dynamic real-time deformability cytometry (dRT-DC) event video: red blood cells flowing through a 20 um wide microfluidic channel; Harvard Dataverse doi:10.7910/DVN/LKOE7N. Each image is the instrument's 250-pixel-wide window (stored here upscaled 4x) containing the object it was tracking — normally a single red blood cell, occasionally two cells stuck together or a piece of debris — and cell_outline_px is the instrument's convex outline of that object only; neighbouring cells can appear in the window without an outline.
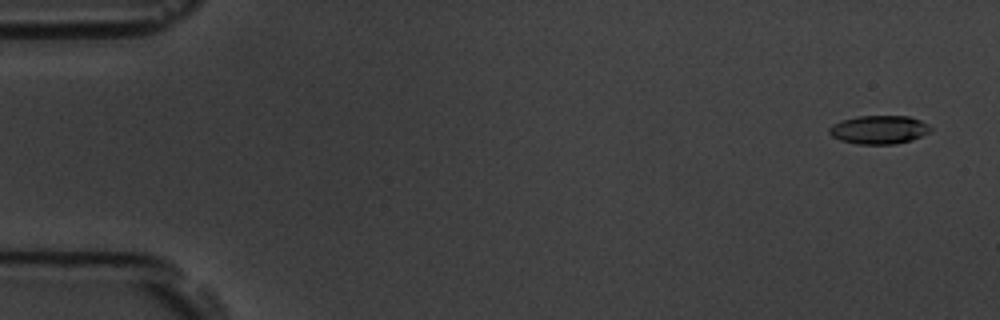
{"species": "common noctule bat (a hibernating species)", "species_latin": "Nyctalus noctula", "temperature_condition": "room temperature", "stored_images_in_passage": 7, "camera_frame_rate_fps": 3000, "um_per_image_px": 0.085, "animal": {"sex": "male", "body_mass_g": 19.5, "forearm_length_mm": 54.6}, "frame": {"image": 1, "passage_image": 1, "time_ms": 0.0, "image_size_px": [1000, 320], "cell_outline_px": [[932, 128], [928, 132], [912, 140], [896, 144], [856, 144], [840, 140], [832, 136], [828, 132], [828, 128], [832, 124], [840, 120], [856, 116], [908, 116], [920, 120], [928, 124]], "centroid_in_image_um": [74.67, 11.02], "position_along_channel_um": 10.3, "area_um2": 16.94}}
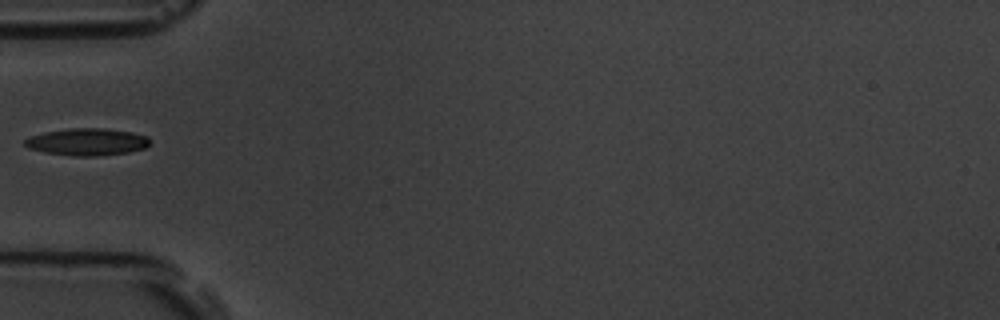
{"frame": {"image": 2, "passage_image": 6, "time_ms": 5.667, "image_size_px": [1000, 320], "cell_outline_px": [[148, 144], [144, 148], [128, 152], [96, 156], [76, 156], [44, 152], [28, 148], [24, 144], [24, 140], [32, 136], [44, 132], [68, 128], [104, 128], [132, 132], [148, 136]], "centroid_in_image_um": [7.39, 12.05], "position_along_channel_um": 77.6, "area_um2": 19.65}}
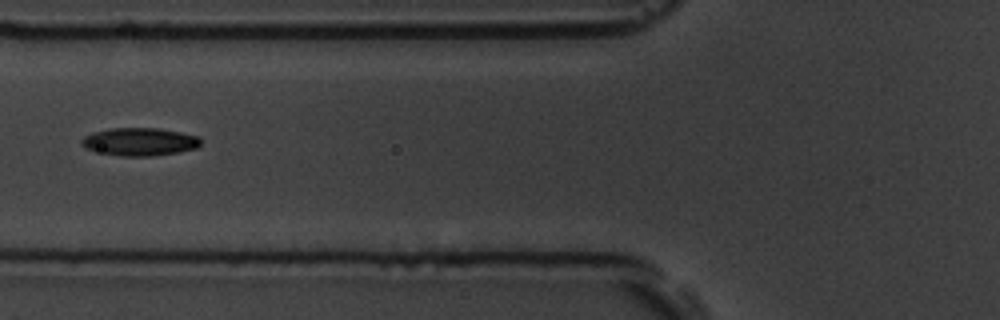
{"frame": {"image": 3, "passage_image": 7, "time_ms": 6.667, "image_size_px": [1000, 320], "cell_outline_px": [[200, 144], [196, 148], [180, 152], [152, 156], [124, 156], [84, 148], [80, 144], [80, 140], [84, 136], [92, 132], [112, 128], [160, 128], [200, 136]], "centroid_in_image_um": [11.88, 12.04], "position_along_channel_um": 113.9, "area_um2": 19.36}}